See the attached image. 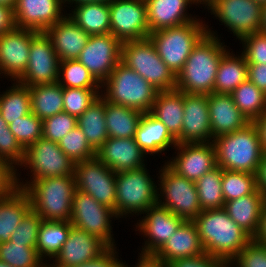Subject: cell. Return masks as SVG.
Returning a JSON list of instances; mask_svg holds the SVG:
<instances>
[{"instance_id":"obj_1","label":"cell","mask_w":266,"mask_h":267,"mask_svg":"<svg viewBox=\"0 0 266 267\" xmlns=\"http://www.w3.org/2000/svg\"><path fill=\"white\" fill-rule=\"evenodd\" d=\"M193 222L205 253L226 265L252 240L224 208L203 210Z\"/></svg>"},{"instance_id":"obj_2","label":"cell","mask_w":266,"mask_h":267,"mask_svg":"<svg viewBox=\"0 0 266 267\" xmlns=\"http://www.w3.org/2000/svg\"><path fill=\"white\" fill-rule=\"evenodd\" d=\"M207 33L193 47L181 72L176 76V89L187 94L214 93V82L222 55L227 51L214 31ZM214 32V33H213ZM224 45V46H223Z\"/></svg>"},{"instance_id":"obj_3","label":"cell","mask_w":266,"mask_h":267,"mask_svg":"<svg viewBox=\"0 0 266 267\" xmlns=\"http://www.w3.org/2000/svg\"><path fill=\"white\" fill-rule=\"evenodd\" d=\"M17 185L29 195L31 209L43 221H70L76 190L74 175L36 179L25 184L17 177Z\"/></svg>"},{"instance_id":"obj_4","label":"cell","mask_w":266,"mask_h":267,"mask_svg":"<svg viewBox=\"0 0 266 267\" xmlns=\"http://www.w3.org/2000/svg\"><path fill=\"white\" fill-rule=\"evenodd\" d=\"M212 143L217 166L224 170L257 174L264 151L254 122L232 133L220 135Z\"/></svg>"},{"instance_id":"obj_5","label":"cell","mask_w":266,"mask_h":267,"mask_svg":"<svg viewBox=\"0 0 266 267\" xmlns=\"http://www.w3.org/2000/svg\"><path fill=\"white\" fill-rule=\"evenodd\" d=\"M105 86L104 95L108 102L137 109L143 113L150 112L158 93L148 81L121 61L110 76L101 84Z\"/></svg>"},{"instance_id":"obj_6","label":"cell","mask_w":266,"mask_h":267,"mask_svg":"<svg viewBox=\"0 0 266 267\" xmlns=\"http://www.w3.org/2000/svg\"><path fill=\"white\" fill-rule=\"evenodd\" d=\"M206 25L199 19L149 34L162 61L177 76L184 67L193 47L207 33Z\"/></svg>"},{"instance_id":"obj_7","label":"cell","mask_w":266,"mask_h":267,"mask_svg":"<svg viewBox=\"0 0 266 267\" xmlns=\"http://www.w3.org/2000/svg\"><path fill=\"white\" fill-rule=\"evenodd\" d=\"M121 62L158 91L176 89V76L162 61L149 38L122 42Z\"/></svg>"},{"instance_id":"obj_8","label":"cell","mask_w":266,"mask_h":267,"mask_svg":"<svg viewBox=\"0 0 266 267\" xmlns=\"http://www.w3.org/2000/svg\"><path fill=\"white\" fill-rule=\"evenodd\" d=\"M157 190V185L145 166L116 173L115 213L117 217L121 218L129 213L144 214L148 208L158 204Z\"/></svg>"},{"instance_id":"obj_9","label":"cell","mask_w":266,"mask_h":267,"mask_svg":"<svg viewBox=\"0 0 266 267\" xmlns=\"http://www.w3.org/2000/svg\"><path fill=\"white\" fill-rule=\"evenodd\" d=\"M160 172L158 190L162 196L158 192V205L185 221H193L202 211L195 182L178 175L166 163Z\"/></svg>"},{"instance_id":"obj_10","label":"cell","mask_w":266,"mask_h":267,"mask_svg":"<svg viewBox=\"0 0 266 267\" xmlns=\"http://www.w3.org/2000/svg\"><path fill=\"white\" fill-rule=\"evenodd\" d=\"M111 217L118 218L113 209L97 202L89 194L75 190L70 217L73 226L98 237L107 246H115Z\"/></svg>"},{"instance_id":"obj_11","label":"cell","mask_w":266,"mask_h":267,"mask_svg":"<svg viewBox=\"0 0 266 267\" xmlns=\"http://www.w3.org/2000/svg\"><path fill=\"white\" fill-rule=\"evenodd\" d=\"M206 6L238 40L260 32L263 4L256 0H212Z\"/></svg>"},{"instance_id":"obj_12","label":"cell","mask_w":266,"mask_h":267,"mask_svg":"<svg viewBox=\"0 0 266 267\" xmlns=\"http://www.w3.org/2000/svg\"><path fill=\"white\" fill-rule=\"evenodd\" d=\"M20 166L31 170V181L74 175V162L61 150L58 143L44 138L24 150Z\"/></svg>"},{"instance_id":"obj_13","label":"cell","mask_w":266,"mask_h":267,"mask_svg":"<svg viewBox=\"0 0 266 267\" xmlns=\"http://www.w3.org/2000/svg\"><path fill=\"white\" fill-rule=\"evenodd\" d=\"M76 189L115 211L116 173L96 156L74 163Z\"/></svg>"},{"instance_id":"obj_14","label":"cell","mask_w":266,"mask_h":267,"mask_svg":"<svg viewBox=\"0 0 266 267\" xmlns=\"http://www.w3.org/2000/svg\"><path fill=\"white\" fill-rule=\"evenodd\" d=\"M110 33L121 42L147 39L150 29L147 23L144 0H112Z\"/></svg>"},{"instance_id":"obj_15","label":"cell","mask_w":266,"mask_h":267,"mask_svg":"<svg viewBox=\"0 0 266 267\" xmlns=\"http://www.w3.org/2000/svg\"><path fill=\"white\" fill-rule=\"evenodd\" d=\"M60 60L50 38L38 32L30 46V55L25 72L16 80L30 87L58 82Z\"/></svg>"},{"instance_id":"obj_16","label":"cell","mask_w":266,"mask_h":267,"mask_svg":"<svg viewBox=\"0 0 266 267\" xmlns=\"http://www.w3.org/2000/svg\"><path fill=\"white\" fill-rule=\"evenodd\" d=\"M122 42L111 33L90 36L78 61L102 84L121 61Z\"/></svg>"},{"instance_id":"obj_17","label":"cell","mask_w":266,"mask_h":267,"mask_svg":"<svg viewBox=\"0 0 266 267\" xmlns=\"http://www.w3.org/2000/svg\"><path fill=\"white\" fill-rule=\"evenodd\" d=\"M144 213L146 216L136 225L148 237L140 255L154 256L185 220L158 204Z\"/></svg>"},{"instance_id":"obj_18","label":"cell","mask_w":266,"mask_h":267,"mask_svg":"<svg viewBox=\"0 0 266 267\" xmlns=\"http://www.w3.org/2000/svg\"><path fill=\"white\" fill-rule=\"evenodd\" d=\"M177 156L166 164L178 175L196 182L205 173L217 167L215 148L212 142L177 144Z\"/></svg>"},{"instance_id":"obj_19","label":"cell","mask_w":266,"mask_h":267,"mask_svg":"<svg viewBox=\"0 0 266 267\" xmlns=\"http://www.w3.org/2000/svg\"><path fill=\"white\" fill-rule=\"evenodd\" d=\"M38 31L15 28L0 35V74L17 80L26 70L32 38Z\"/></svg>"},{"instance_id":"obj_20","label":"cell","mask_w":266,"mask_h":267,"mask_svg":"<svg viewBox=\"0 0 266 267\" xmlns=\"http://www.w3.org/2000/svg\"><path fill=\"white\" fill-rule=\"evenodd\" d=\"M63 0H17L14 17L17 28L45 32L65 15Z\"/></svg>"},{"instance_id":"obj_21","label":"cell","mask_w":266,"mask_h":267,"mask_svg":"<svg viewBox=\"0 0 266 267\" xmlns=\"http://www.w3.org/2000/svg\"><path fill=\"white\" fill-rule=\"evenodd\" d=\"M183 104L181 143L212 142L207 95L183 92Z\"/></svg>"},{"instance_id":"obj_22","label":"cell","mask_w":266,"mask_h":267,"mask_svg":"<svg viewBox=\"0 0 266 267\" xmlns=\"http://www.w3.org/2000/svg\"><path fill=\"white\" fill-rule=\"evenodd\" d=\"M107 247L98 237L72 225L67 240L54 258L55 264L48 267H72L88 262Z\"/></svg>"},{"instance_id":"obj_23","label":"cell","mask_w":266,"mask_h":267,"mask_svg":"<svg viewBox=\"0 0 266 267\" xmlns=\"http://www.w3.org/2000/svg\"><path fill=\"white\" fill-rule=\"evenodd\" d=\"M146 153L136 143L135 138L108 137L96 151L95 156L115 173L138 169L144 164Z\"/></svg>"},{"instance_id":"obj_24","label":"cell","mask_w":266,"mask_h":267,"mask_svg":"<svg viewBox=\"0 0 266 267\" xmlns=\"http://www.w3.org/2000/svg\"><path fill=\"white\" fill-rule=\"evenodd\" d=\"M212 139L244 128L250 122L235 105L231 94L207 95Z\"/></svg>"},{"instance_id":"obj_25","label":"cell","mask_w":266,"mask_h":267,"mask_svg":"<svg viewBox=\"0 0 266 267\" xmlns=\"http://www.w3.org/2000/svg\"><path fill=\"white\" fill-rule=\"evenodd\" d=\"M60 61L77 60L90 37L69 16L45 31Z\"/></svg>"},{"instance_id":"obj_26","label":"cell","mask_w":266,"mask_h":267,"mask_svg":"<svg viewBox=\"0 0 266 267\" xmlns=\"http://www.w3.org/2000/svg\"><path fill=\"white\" fill-rule=\"evenodd\" d=\"M146 4L147 23L150 33L157 30L177 27L197 20L187 15L186 9L197 0H144ZM185 12V13H184Z\"/></svg>"},{"instance_id":"obj_27","label":"cell","mask_w":266,"mask_h":267,"mask_svg":"<svg viewBox=\"0 0 266 267\" xmlns=\"http://www.w3.org/2000/svg\"><path fill=\"white\" fill-rule=\"evenodd\" d=\"M205 254L198 230L193 221H184L154 255L165 264L177 259L191 258Z\"/></svg>"},{"instance_id":"obj_28","label":"cell","mask_w":266,"mask_h":267,"mask_svg":"<svg viewBox=\"0 0 266 267\" xmlns=\"http://www.w3.org/2000/svg\"><path fill=\"white\" fill-rule=\"evenodd\" d=\"M265 199L263 193L256 189L249 195L225 202L224 209L230 218L254 239L260 227Z\"/></svg>"},{"instance_id":"obj_29","label":"cell","mask_w":266,"mask_h":267,"mask_svg":"<svg viewBox=\"0 0 266 267\" xmlns=\"http://www.w3.org/2000/svg\"><path fill=\"white\" fill-rule=\"evenodd\" d=\"M150 113L160 120L177 143L181 144L184 116L183 92L177 89L158 91Z\"/></svg>"},{"instance_id":"obj_30","label":"cell","mask_w":266,"mask_h":267,"mask_svg":"<svg viewBox=\"0 0 266 267\" xmlns=\"http://www.w3.org/2000/svg\"><path fill=\"white\" fill-rule=\"evenodd\" d=\"M134 138L139 147L150 155L161 153L178 144L167 127L150 112L143 113Z\"/></svg>"},{"instance_id":"obj_31","label":"cell","mask_w":266,"mask_h":267,"mask_svg":"<svg viewBox=\"0 0 266 267\" xmlns=\"http://www.w3.org/2000/svg\"><path fill=\"white\" fill-rule=\"evenodd\" d=\"M30 210V197L23 189L17 188L0 199V243L10 241V236Z\"/></svg>"},{"instance_id":"obj_32","label":"cell","mask_w":266,"mask_h":267,"mask_svg":"<svg viewBox=\"0 0 266 267\" xmlns=\"http://www.w3.org/2000/svg\"><path fill=\"white\" fill-rule=\"evenodd\" d=\"M68 15L90 36L110 33V10L108 3L91 2L76 5Z\"/></svg>"},{"instance_id":"obj_33","label":"cell","mask_w":266,"mask_h":267,"mask_svg":"<svg viewBox=\"0 0 266 267\" xmlns=\"http://www.w3.org/2000/svg\"><path fill=\"white\" fill-rule=\"evenodd\" d=\"M248 79V64L243 54L238 57L226 51L220 60L214 82V93L231 94Z\"/></svg>"},{"instance_id":"obj_34","label":"cell","mask_w":266,"mask_h":267,"mask_svg":"<svg viewBox=\"0 0 266 267\" xmlns=\"http://www.w3.org/2000/svg\"><path fill=\"white\" fill-rule=\"evenodd\" d=\"M143 112L105 100V121L109 137L134 138Z\"/></svg>"},{"instance_id":"obj_35","label":"cell","mask_w":266,"mask_h":267,"mask_svg":"<svg viewBox=\"0 0 266 267\" xmlns=\"http://www.w3.org/2000/svg\"><path fill=\"white\" fill-rule=\"evenodd\" d=\"M77 125L95 151L105 143L109 135L105 121V99L101 95L77 118Z\"/></svg>"},{"instance_id":"obj_36","label":"cell","mask_w":266,"mask_h":267,"mask_svg":"<svg viewBox=\"0 0 266 267\" xmlns=\"http://www.w3.org/2000/svg\"><path fill=\"white\" fill-rule=\"evenodd\" d=\"M31 112L41 120L63 111V87L58 83L30 86Z\"/></svg>"},{"instance_id":"obj_37","label":"cell","mask_w":266,"mask_h":267,"mask_svg":"<svg viewBox=\"0 0 266 267\" xmlns=\"http://www.w3.org/2000/svg\"><path fill=\"white\" fill-rule=\"evenodd\" d=\"M231 96L249 122H255L266 112V94L249 79L242 82Z\"/></svg>"},{"instance_id":"obj_38","label":"cell","mask_w":266,"mask_h":267,"mask_svg":"<svg viewBox=\"0 0 266 267\" xmlns=\"http://www.w3.org/2000/svg\"><path fill=\"white\" fill-rule=\"evenodd\" d=\"M72 224L66 222L43 221L39 233L36 249L39 256L43 259L47 256L55 258L61 251L64 242L67 240Z\"/></svg>"},{"instance_id":"obj_39","label":"cell","mask_w":266,"mask_h":267,"mask_svg":"<svg viewBox=\"0 0 266 267\" xmlns=\"http://www.w3.org/2000/svg\"><path fill=\"white\" fill-rule=\"evenodd\" d=\"M16 82L0 94V114L8 124L31 113L29 87Z\"/></svg>"},{"instance_id":"obj_40","label":"cell","mask_w":266,"mask_h":267,"mask_svg":"<svg viewBox=\"0 0 266 267\" xmlns=\"http://www.w3.org/2000/svg\"><path fill=\"white\" fill-rule=\"evenodd\" d=\"M222 176L223 168L217 166L195 182L202 211L224 208Z\"/></svg>"},{"instance_id":"obj_41","label":"cell","mask_w":266,"mask_h":267,"mask_svg":"<svg viewBox=\"0 0 266 267\" xmlns=\"http://www.w3.org/2000/svg\"><path fill=\"white\" fill-rule=\"evenodd\" d=\"M58 83L63 88H102L101 84L78 60L60 61Z\"/></svg>"},{"instance_id":"obj_42","label":"cell","mask_w":266,"mask_h":267,"mask_svg":"<svg viewBox=\"0 0 266 267\" xmlns=\"http://www.w3.org/2000/svg\"><path fill=\"white\" fill-rule=\"evenodd\" d=\"M0 260L12 267H48L36 247L11 241L0 243Z\"/></svg>"},{"instance_id":"obj_43","label":"cell","mask_w":266,"mask_h":267,"mask_svg":"<svg viewBox=\"0 0 266 267\" xmlns=\"http://www.w3.org/2000/svg\"><path fill=\"white\" fill-rule=\"evenodd\" d=\"M256 189V174L223 169L222 193L225 202L249 195Z\"/></svg>"},{"instance_id":"obj_44","label":"cell","mask_w":266,"mask_h":267,"mask_svg":"<svg viewBox=\"0 0 266 267\" xmlns=\"http://www.w3.org/2000/svg\"><path fill=\"white\" fill-rule=\"evenodd\" d=\"M61 150L74 162L95 157L96 151L90 146L86 135L78 125L68 132L58 143Z\"/></svg>"},{"instance_id":"obj_45","label":"cell","mask_w":266,"mask_h":267,"mask_svg":"<svg viewBox=\"0 0 266 267\" xmlns=\"http://www.w3.org/2000/svg\"><path fill=\"white\" fill-rule=\"evenodd\" d=\"M8 126L24 150L42 138L43 120L32 112L12 121Z\"/></svg>"},{"instance_id":"obj_46","label":"cell","mask_w":266,"mask_h":267,"mask_svg":"<svg viewBox=\"0 0 266 267\" xmlns=\"http://www.w3.org/2000/svg\"><path fill=\"white\" fill-rule=\"evenodd\" d=\"M99 89L63 88V111L79 117L100 96Z\"/></svg>"},{"instance_id":"obj_47","label":"cell","mask_w":266,"mask_h":267,"mask_svg":"<svg viewBox=\"0 0 266 267\" xmlns=\"http://www.w3.org/2000/svg\"><path fill=\"white\" fill-rule=\"evenodd\" d=\"M23 158L24 149L0 114V159L6 161L15 169V165H21Z\"/></svg>"},{"instance_id":"obj_48","label":"cell","mask_w":266,"mask_h":267,"mask_svg":"<svg viewBox=\"0 0 266 267\" xmlns=\"http://www.w3.org/2000/svg\"><path fill=\"white\" fill-rule=\"evenodd\" d=\"M42 222V217L31 209L10 236V241L25 244L28 247H36Z\"/></svg>"},{"instance_id":"obj_49","label":"cell","mask_w":266,"mask_h":267,"mask_svg":"<svg viewBox=\"0 0 266 267\" xmlns=\"http://www.w3.org/2000/svg\"><path fill=\"white\" fill-rule=\"evenodd\" d=\"M77 126V117L60 112L43 120L42 138L56 143Z\"/></svg>"},{"instance_id":"obj_50","label":"cell","mask_w":266,"mask_h":267,"mask_svg":"<svg viewBox=\"0 0 266 267\" xmlns=\"http://www.w3.org/2000/svg\"><path fill=\"white\" fill-rule=\"evenodd\" d=\"M232 264L237 267H266V245L252 239L228 266Z\"/></svg>"},{"instance_id":"obj_51","label":"cell","mask_w":266,"mask_h":267,"mask_svg":"<svg viewBox=\"0 0 266 267\" xmlns=\"http://www.w3.org/2000/svg\"><path fill=\"white\" fill-rule=\"evenodd\" d=\"M244 50L242 54L247 64H266V35L257 32L240 39Z\"/></svg>"},{"instance_id":"obj_52","label":"cell","mask_w":266,"mask_h":267,"mask_svg":"<svg viewBox=\"0 0 266 267\" xmlns=\"http://www.w3.org/2000/svg\"><path fill=\"white\" fill-rule=\"evenodd\" d=\"M17 169L0 159V199L11 195L17 188Z\"/></svg>"},{"instance_id":"obj_53","label":"cell","mask_w":266,"mask_h":267,"mask_svg":"<svg viewBox=\"0 0 266 267\" xmlns=\"http://www.w3.org/2000/svg\"><path fill=\"white\" fill-rule=\"evenodd\" d=\"M168 267H226L227 265L208 254L199 255L191 258L177 259L167 264Z\"/></svg>"},{"instance_id":"obj_54","label":"cell","mask_w":266,"mask_h":267,"mask_svg":"<svg viewBox=\"0 0 266 267\" xmlns=\"http://www.w3.org/2000/svg\"><path fill=\"white\" fill-rule=\"evenodd\" d=\"M115 248V246H108L94 259L72 267H123V262L116 257Z\"/></svg>"},{"instance_id":"obj_55","label":"cell","mask_w":266,"mask_h":267,"mask_svg":"<svg viewBox=\"0 0 266 267\" xmlns=\"http://www.w3.org/2000/svg\"><path fill=\"white\" fill-rule=\"evenodd\" d=\"M248 79L266 94V64H248Z\"/></svg>"},{"instance_id":"obj_56","label":"cell","mask_w":266,"mask_h":267,"mask_svg":"<svg viewBox=\"0 0 266 267\" xmlns=\"http://www.w3.org/2000/svg\"><path fill=\"white\" fill-rule=\"evenodd\" d=\"M16 28L14 8L0 5V35Z\"/></svg>"},{"instance_id":"obj_57","label":"cell","mask_w":266,"mask_h":267,"mask_svg":"<svg viewBox=\"0 0 266 267\" xmlns=\"http://www.w3.org/2000/svg\"><path fill=\"white\" fill-rule=\"evenodd\" d=\"M257 189H259L263 195L266 197V153H264L257 174Z\"/></svg>"},{"instance_id":"obj_58","label":"cell","mask_w":266,"mask_h":267,"mask_svg":"<svg viewBox=\"0 0 266 267\" xmlns=\"http://www.w3.org/2000/svg\"><path fill=\"white\" fill-rule=\"evenodd\" d=\"M254 240L262 245H266V199L262 208L260 227Z\"/></svg>"},{"instance_id":"obj_59","label":"cell","mask_w":266,"mask_h":267,"mask_svg":"<svg viewBox=\"0 0 266 267\" xmlns=\"http://www.w3.org/2000/svg\"><path fill=\"white\" fill-rule=\"evenodd\" d=\"M138 265L135 267H168L163 261L157 260L154 256H143L140 255L138 259ZM123 267H128L127 265H123Z\"/></svg>"},{"instance_id":"obj_60","label":"cell","mask_w":266,"mask_h":267,"mask_svg":"<svg viewBox=\"0 0 266 267\" xmlns=\"http://www.w3.org/2000/svg\"><path fill=\"white\" fill-rule=\"evenodd\" d=\"M254 123L256 124L260 134L263 151L266 153V112Z\"/></svg>"},{"instance_id":"obj_61","label":"cell","mask_w":266,"mask_h":267,"mask_svg":"<svg viewBox=\"0 0 266 267\" xmlns=\"http://www.w3.org/2000/svg\"><path fill=\"white\" fill-rule=\"evenodd\" d=\"M260 32L266 35V3H264L262 7Z\"/></svg>"},{"instance_id":"obj_62","label":"cell","mask_w":266,"mask_h":267,"mask_svg":"<svg viewBox=\"0 0 266 267\" xmlns=\"http://www.w3.org/2000/svg\"><path fill=\"white\" fill-rule=\"evenodd\" d=\"M64 3L67 2H72V4L74 3L75 5H79L82 3H91V2H103V3H110L112 0H63Z\"/></svg>"},{"instance_id":"obj_63","label":"cell","mask_w":266,"mask_h":267,"mask_svg":"<svg viewBox=\"0 0 266 267\" xmlns=\"http://www.w3.org/2000/svg\"><path fill=\"white\" fill-rule=\"evenodd\" d=\"M17 0H0V5L14 8Z\"/></svg>"},{"instance_id":"obj_64","label":"cell","mask_w":266,"mask_h":267,"mask_svg":"<svg viewBox=\"0 0 266 267\" xmlns=\"http://www.w3.org/2000/svg\"><path fill=\"white\" fill-rule=\"evenodd\" d=\"M212 0H197L198 4H205V6Z\"/></svg>"},{"instance_id":"obj_65","label":"cell","mask_w":266,"mask_h":267,"mask_svg":"<svg viewBox=\"0 0 266 267\" xmlns=\"http://www.w3.org/2000/svg\"><path fill=\"white\" fill-rule=\"evenodd\" d=\"M0 267H12V266L0 260Z\"/></svg>"},{"instance_id":"obj_66","label":"cell","mask_w":266,"mask_h":267,"mask_svg":"<svg viewBox=\"0 0 266 267\" xmlns=\"http://www.w3.org/2000/svg\"><path fill=\"white\" fill-rule=\"evenodd\" d=\"M256 1H258V2H260L262 4L266 3V0H256Z\"/></svg>"}]
</instances>
